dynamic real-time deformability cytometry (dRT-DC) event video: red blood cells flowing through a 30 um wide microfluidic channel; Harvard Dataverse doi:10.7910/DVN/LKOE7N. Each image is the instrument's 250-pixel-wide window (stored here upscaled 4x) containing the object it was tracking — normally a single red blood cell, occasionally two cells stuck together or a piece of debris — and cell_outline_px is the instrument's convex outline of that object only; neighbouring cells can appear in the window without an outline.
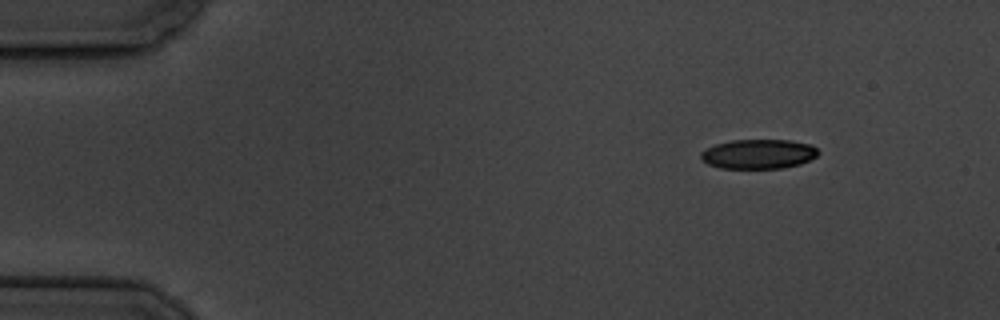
{"species": "common noctule bat (a hibernating species)", "species_latin": "Nyctalus noctula", "temperature_condition": "cold", "stored_images_in_passage": 4, "camera_frame_rate_fps": 3000, "um_per_image_px": 0.085, "animal": {"sex": "male", "body_mass_g": 19.5, "forearm_length_mm": 54.6}, "frame": {"image": 1, "passage_image": 1, "time_ms": 0.0, "image_size_px": [1000, 320], "cell_outline_px": [[820, 152], [816, 156], [800, 164], [784, 168], [720, 168], [708, 164], [700, 156], [700, 152], [716, 144], [732, 140], [792, 140], [808, 144], [816, 148]], "centroid_in_image_um": [64.48, 13.09], "position_along_channel_um": 20.5, "area_um2": 20.06}}
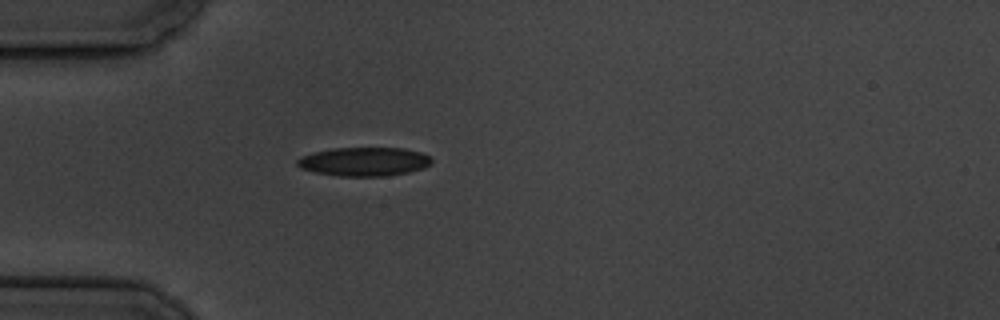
{"frame": {"image": 2, "passage_image": 4, "time_ms": 3.333, "image_size_px": [1000, 320], "cell_outline_px": [[432, 160], [424, 168], [408, 172], [384, 176], [340, 176], [316, 172], [300, 168], [296, 164], [296, 160], [300, 156], [312, 152], [332, 148], [404, 148], [420, 152], [428, 156]], "centroid_in_image_um": [30.9, 13.73], "position_along_channel_um": 54.1, "area_um2": 22.48}}